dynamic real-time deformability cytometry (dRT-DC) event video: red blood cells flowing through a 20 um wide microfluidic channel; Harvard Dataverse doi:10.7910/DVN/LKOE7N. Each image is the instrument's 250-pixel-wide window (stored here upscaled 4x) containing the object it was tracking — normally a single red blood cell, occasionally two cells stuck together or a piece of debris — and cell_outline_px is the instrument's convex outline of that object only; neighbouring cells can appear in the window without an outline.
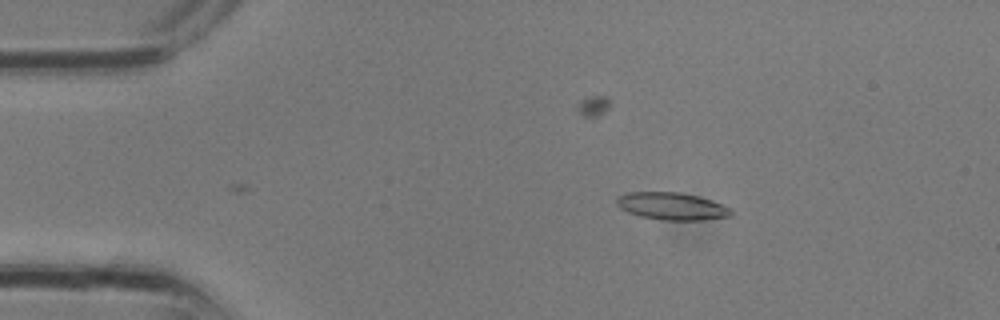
{"species": "common noctule bat (a hibernating species)", "species_latin": "Nyctalus noctula", "temperature_condition": "room temperature", "stored_images_in_passage": 17, "camera_frame_rate_fps": 3000, "um_per_image_px": 0.085, "animal": {"sex": "male", "body_mass_g": 13.3}, "frame": {"image": 1, "passage_image": 1, "time_ms": 0.0, "image_size_px": [1000, 320], "cell_outline_px": [[732, 216], [704, 220], [664, 220], [640, 216], [628, 212], [620, 208], [616, 204], [616, 200], [620, 196], [628, 192], [680, 192], [712, 200], [728, 208], [732, 212]], "centroid_in_image_um": [57.09, 17.53], "position_along_channel_um": 27.9, "area_um2": 18.09}}
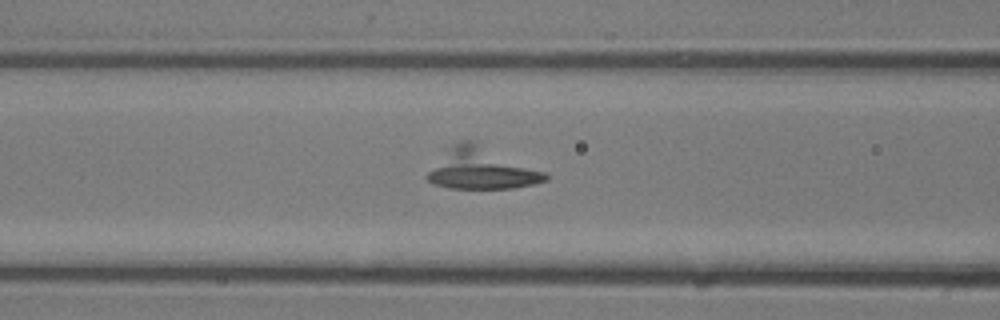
{"frame": {"image": 2, "passage_image": 8, "time_ms": 2.333, "image_size_px": [1000, 320], "cell_outline_px": [[548, 180], [536, 184], [512, 188], [448, 188], [436, 184], [428, 180], [424, 176], [452, 144], [464, 140], [476, 140], [548, 172]], "centroid_in_image_um": [41.01, 14.32], "position_along_channel_um": 125.6, "area_um2": 28.78}}
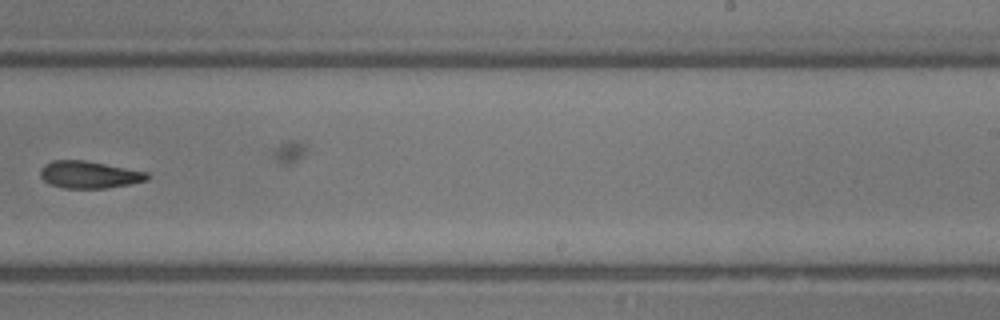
{"frame": {"image": 3, "passage_image": 15, "time_ms": 4.667, "image_size_px": [1000, 320], "cell_outline_px": [[152, 176], [148, 180], [128, 184], [104, 188], [64, 188], [52, 184], [44, 180], [40, 176], [40, 168], [44, 164], [52, 160], [84, 160], [148, 172]], "centroid_in_image_um": [7.59, 14.84], "position_along_channel_um": 281.4, "area_um2": 16.88}}